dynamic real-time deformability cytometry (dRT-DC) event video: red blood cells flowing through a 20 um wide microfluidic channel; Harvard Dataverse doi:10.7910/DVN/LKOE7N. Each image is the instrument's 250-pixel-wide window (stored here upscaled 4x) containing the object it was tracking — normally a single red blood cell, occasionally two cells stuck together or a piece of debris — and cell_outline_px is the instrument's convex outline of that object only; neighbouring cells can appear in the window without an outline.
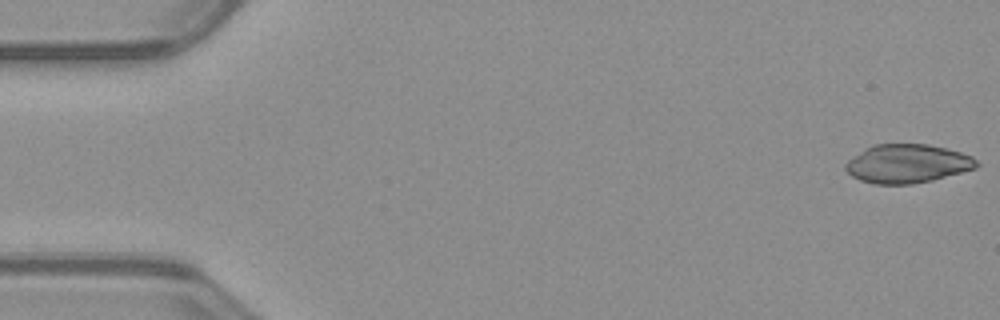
{"species": "common noctule bat (a hibernating species)", "species_latin": "Nyctalus noctula", "temperature_condition": "warm", "stored_images_in_passage": 52, "camera_frame_rate_fps": 3000, "um_per_image_px": 0.085, "animal": {"sex": "male", "body_mass_g": 23.1, "forearm_length_mm": 52.7}, "frame": {"image": 1, "passage_image": 1, "time_ms": 0.0, "image_size_px": [1000, 320], "cell_outline_px": [[980, 164], [976, 168], [932, 180], [912, 184], [876, 184], [860, 180], [852, 176], [844, 168], [844, 164], [848, 160], [864, 148], [872, 144], [928, 144], [960, 152], [972, 156]], "centroid_in_image_um": [77.1, 13.9], "position_along_channel_um": 7.9, "area_um2": 29.54}}